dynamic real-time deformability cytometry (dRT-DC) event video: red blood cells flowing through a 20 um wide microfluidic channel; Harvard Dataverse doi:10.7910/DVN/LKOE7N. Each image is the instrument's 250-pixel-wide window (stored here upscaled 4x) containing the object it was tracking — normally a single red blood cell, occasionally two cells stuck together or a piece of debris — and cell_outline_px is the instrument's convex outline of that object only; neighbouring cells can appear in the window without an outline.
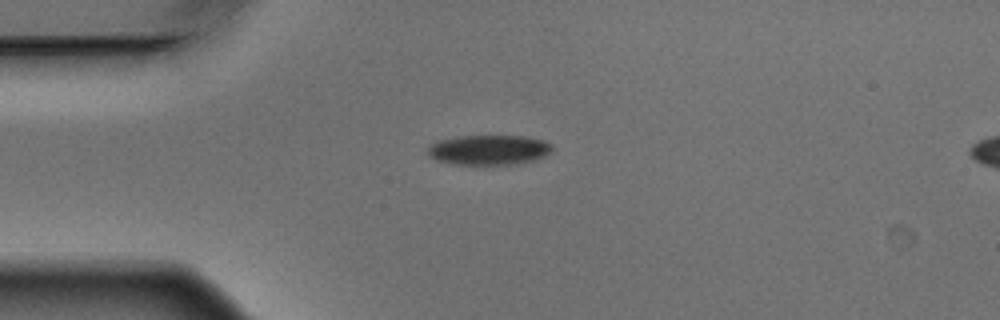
{"species": "Egyptian fruit bat (a non-hibernating species)", "species_latin": "Rousettus aegyptiacus", "temperature_condition": "warm", "stored_images_in_passage": 2, "camera_frame_rate_fps": 3000, "um_per_image_px": 0.085, "animal": {"sex": "male"}, "frame": {"image": 1, "passage_image": 1, "time_ms": 0.0, "image_size_px": [1000, 320], "cell_outline_px": [[556, 148], [544, 156], [532, 160], [508, 164], [452, 164], [436, 160], [428, 156], [428, 148], [436, 140], [460, 136], [524, 136], [544, 140], [552, 144]], "centroid_in_image_um": [41.55, 12.73], "position_along_channel_um": 43.5, "area_um2": 21.68}}